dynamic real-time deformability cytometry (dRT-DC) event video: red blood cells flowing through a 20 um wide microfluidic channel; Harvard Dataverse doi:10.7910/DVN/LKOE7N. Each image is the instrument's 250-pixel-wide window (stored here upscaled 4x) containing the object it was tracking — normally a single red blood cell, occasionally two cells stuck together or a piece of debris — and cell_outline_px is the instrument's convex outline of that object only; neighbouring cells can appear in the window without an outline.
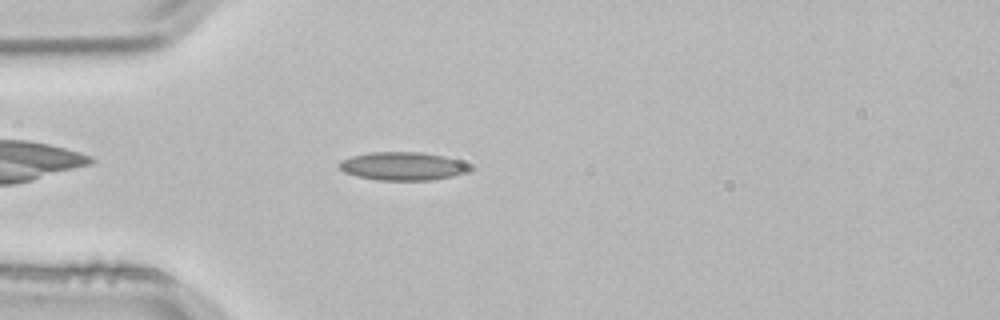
{"species": "common noctule bat (a hibernating species)", "species_latin": "Nyctalus noctula", "temperature_condition": "room temperature", "stored_images_in_passage": 2, "camera_frame_rate_fps": 3000, "um_per_image_px": 0.085, "animal": {"sex": "male", "body_mass_g": 21.5, "forearm_length_mm": 52.0}, "frame": {"image": 1, "passage_image": 2, "time_ms": 0.333, "image_size_px": [1000, 320], "cell_outline_px": [[476, 168], [468, 172], [452, 176], [432, 180], [376, 180], [356, 176], [344, 172], [336, 164], [340, 160], [352, 156], [368, 152], [420, 152], [444, 156], [468, 164]], "centroid_in_image_um": [34.22, 14.12], "position_along_channel_um": 50.8, "area_um2": 21.68}}